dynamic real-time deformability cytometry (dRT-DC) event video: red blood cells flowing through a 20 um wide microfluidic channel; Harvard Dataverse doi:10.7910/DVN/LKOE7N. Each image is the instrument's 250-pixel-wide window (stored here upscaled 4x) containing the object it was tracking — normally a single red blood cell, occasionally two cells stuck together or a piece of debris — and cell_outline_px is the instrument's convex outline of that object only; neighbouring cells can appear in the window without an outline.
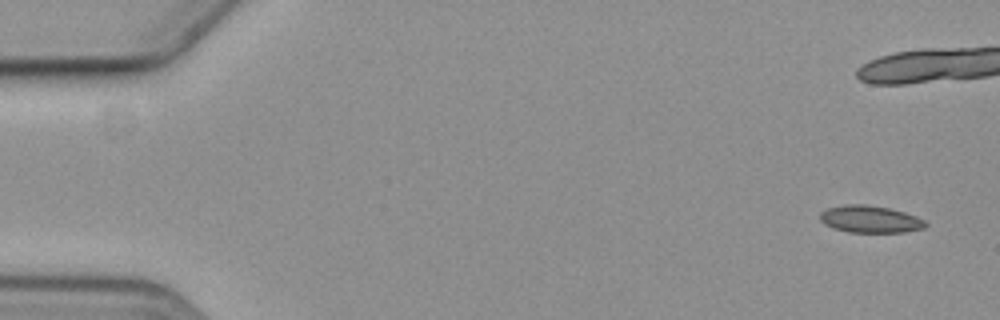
{"species": "common noctule bat (a hibernating species)", "species_latin": "Nyctalus noctula", "temperature_condition": "cold", "stored_images_in_passage": 10, "camera_frame_rate_fps": 3000, "um_per_image_px": 0.085, "animal": {"sex": "female", "body_mass_g": 19.3, "forearm_length_mm": 54.1}, "frame": {"image": 1, "passage_image": 1, "time_ms": 0.0, "image_size_px": [1000, 320], "cell_outline_px": [[928, 224], [924, 228], [904, 232], [848, 232], [832, 228], [824, 224], [820, 220], [820, 212], [828, 208], [848, 204], [864, 204], [888, 208], [904, 212], [916, 216], [924, 220]], "centroid_in_image_um": [73.95, 18.63], "position_along_channel_um": 11.1, "area_um2": 16.65}}